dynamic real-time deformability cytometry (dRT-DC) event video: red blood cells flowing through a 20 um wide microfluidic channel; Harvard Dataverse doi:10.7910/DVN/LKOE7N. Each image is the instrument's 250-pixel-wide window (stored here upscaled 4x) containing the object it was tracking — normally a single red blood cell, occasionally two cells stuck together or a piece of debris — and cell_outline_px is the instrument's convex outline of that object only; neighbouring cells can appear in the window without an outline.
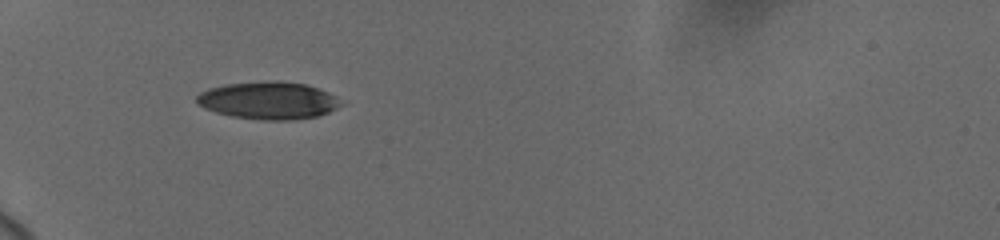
{"species": "human", "species_latin": "Homo sapiens", "temperature_condition": "cold", "stored_images_in_passage": 13, "camera_frame_rate_fps": 3000, "um_per_image_px": 0.085, "donor": {"sex": "female"}, "frame": {"image": 1, "passage_image": 10, "time_ms": 7.0, "image_size_px": [1000, 240], "cell_outline_px": [[344, 104], [328, 112], [316, 116], [292, 120], [264, 120], [232, 116], [216, 112], [204, 108], [196, 104], [196, 96], [200, 92], [208, 88], [228, 84], [304, 84], [328, 92], [336, 96]], "centroid_in_image_um": [22.8, 8.59], "position_along_channel_um": 62.2, "area_um2": 30.29}}
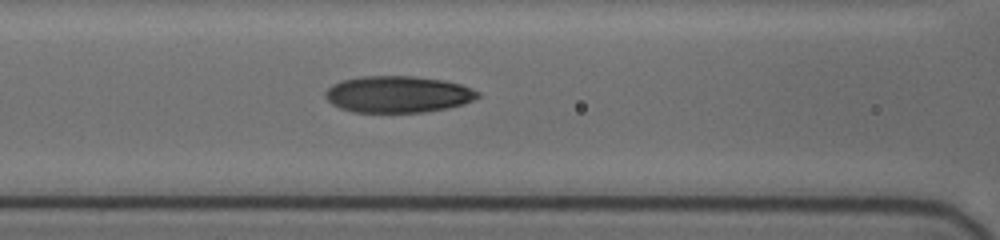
{"frame": {"image": 2, "passage_image": 13, "time_ms": 9.333, "image_size_px": [1000, 240], "cell_outline_px": [[480, 96], [472, 100], [448, 108], [424, 112], [352, 112], [340, 108], [332, 104], [324, 96], [324, 92], [332, 84], [340, 80], [360, 76], [412, 76], [444, 80], [460, 84], [480, 92]], "centroid_in_image_um": [33.78, 8.01], "position_along_channel_um": 132.8, "area_um2": 32.6}}